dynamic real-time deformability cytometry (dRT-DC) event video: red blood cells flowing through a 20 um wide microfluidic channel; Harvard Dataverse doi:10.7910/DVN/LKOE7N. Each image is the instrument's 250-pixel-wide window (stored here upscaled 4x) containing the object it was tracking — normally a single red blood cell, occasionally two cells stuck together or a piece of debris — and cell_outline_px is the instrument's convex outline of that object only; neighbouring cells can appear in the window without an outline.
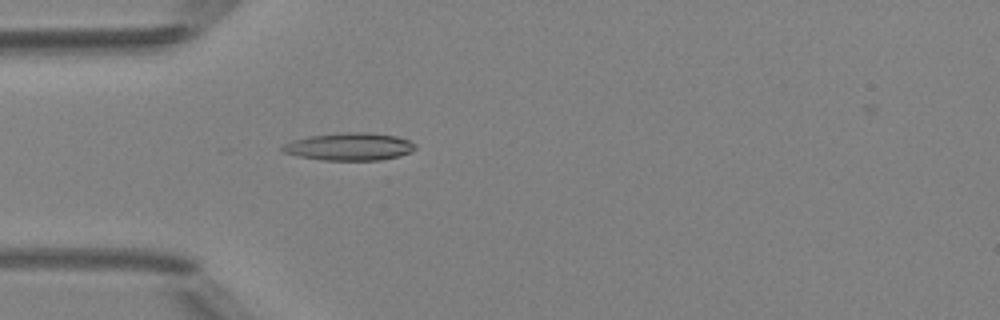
{"species": "Egyptian fruit bat (a non-hibernating species)", "species_latin": "Rousettus aegyptiacus", "temperature_condition": "room temperature", "stored_images_in_passage": 2, "camera_frame_rate_fps": 3000, "um_per_image_px": 0.085, "animal": {"sex": "female"}, "frame": {"image": 1, "passage_image": 2, "time_ms": 1.0, "image_size_px": [1000, 320], "cell_outline_px": [[416, 148], [400, 156], [380, 160], [324, 160], [300, 156], [284, 152], [280, 148], [284, 144], [292, 140], [308, 136], [344, 132], [368, 132], [396, 136], [408, 140], [416, 144]], "centroid_in_image_um": [29.71, 12.45], "position_along_channel_um": 55.3, "area_um2": 21.27}}